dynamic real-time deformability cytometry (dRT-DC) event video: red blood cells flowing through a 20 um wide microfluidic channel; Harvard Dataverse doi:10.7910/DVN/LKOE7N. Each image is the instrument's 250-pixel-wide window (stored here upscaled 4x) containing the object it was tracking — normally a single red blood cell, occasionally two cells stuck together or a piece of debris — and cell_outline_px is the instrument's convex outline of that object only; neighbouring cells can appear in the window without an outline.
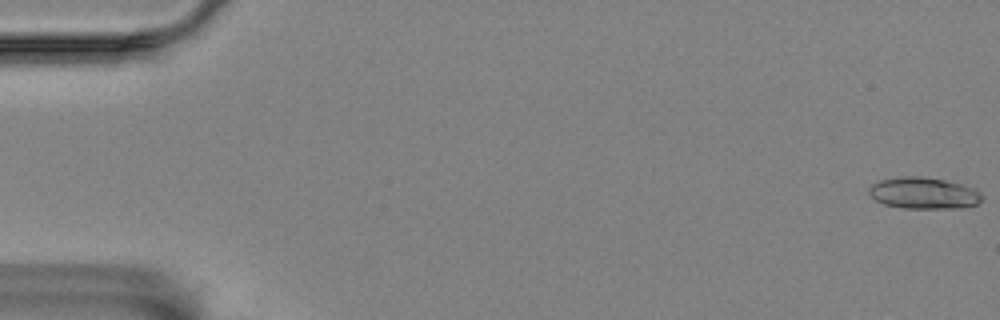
{"species": "Egyptian fruit bat (a non-hibernating species)", "species_latin": "Rousettus aegyptiacus", "temperature_condition": "room temperature", "stored_images_in_passage": 14, "camera_frame_rate_fps": 3000, "um_per_image_px": 0.085, "animal": {"sex": "female"}, "frame": {"image": 1, "passage_image": 1, "time_ms": 0.0, "image_size_px": [1000, 320], "cell_outline_px": [[984, 196], [976, 204], [964, 208], [904, 208], [884, 204], [876, 200], [868, 192], [868, 188], [872, 184], [880, 180], [908, 176], [920, 176], [944, 180], [960, 184], [972, 188], [980, 192]], "centroid_in_image_um": [78.51, 16.42], "position_along_channel_um": 6.5, "area_um2": 20.58}}
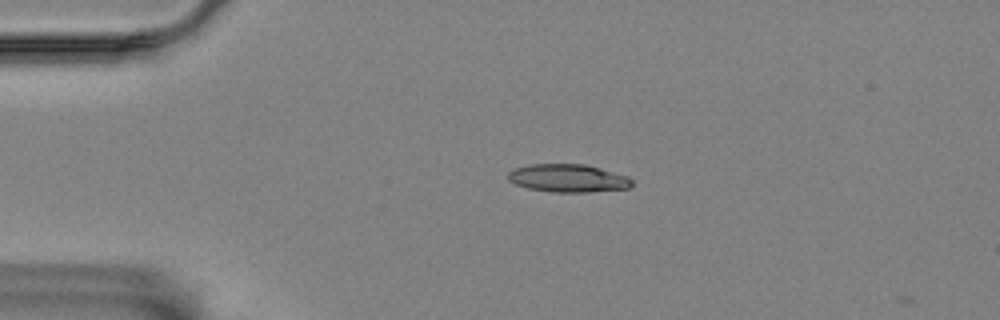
{"frame": {"image": 2, "passage_image": 13, "time_ms": 4.0, "image_size_px": [1000, 320], "cell_outline_px": [[632, 184], [628, 188], [588, 192], [552, 192], [528, 188], [516, 184], [508, 180], [508, 172], [516, 168], [528, 164], [584, 164], [600, 168], [628, 176], [632, 180]], "centroid_in_image_um": [48.27, 15.14], "position_along_channel_um": 36.7, "area_um2": 20.11}}